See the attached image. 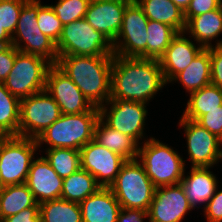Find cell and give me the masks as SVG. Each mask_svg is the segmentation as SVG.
<instances>
[{
  "instance_id": "cell-32",
  "label": "cell",
  "mask_w": 222,
  "mask_h": 222,
  "mask_svg": "<svg viewBox=\"0 0 222 222\" xmlns=\"http://www.w3.org/2000/svg\"><path fill=\"white\" fill-rule=\"evenodd\" d=\"M45 159L54 171L65 178L81 168L80 151L71 148L46 149Z\"/></svg>"
},
{
  "instance_id": "cell-4",
  "label": "cell",
  "mask_w": 222,
  "mask_h": 222,
  "mask_svg": "<svg viewBox=\"0 0 222 222\" xmlns=\"http://www.w3.org/2000/svg\"><path fill=\"white\" fill-rule=\"evenodd\" d=\"M137 159L156 188L179 184L185 174V160L153 137L139 147Z\"/></svg>"
},
{
  "instance_id": "cell-33",
  "label": "cell",
  "mask_w": 222,
  "mask_h": 222,
  "mask_svg": "<svg viewBox=\"0 0 222 222\" xmlns=\"http://www.w3.org/2000/svg\"><path fill=\"white\" fill-rule=\"evenodd\" d=\"M91 0H58L50 5L63 25L85 18Z\"/></svg>"
},
{
  "instance_id": "cell-37",
  "label": "cell",
  "mask_w": 222,
  "mask_h": 222,
  "mask_svg": "<svg viewBox=\"0 0 222 222\" xmlns=\"http://www.w3.org/2000/svg\"><path fill=\"white\" fill-rule=\"evenodd\" d=\"M196 122L222 140V105L221 109L210 110Z\"/></svg>"
},
{
  "instance_id": "cell-23",
  "label": "cell",
  "mask_w": 222,
  "mask_h": 222,
  "mask_svg": "<svg viewBox=\"0 0 222 222\" xmlns=\"http://www.w3.org/2000/svg\"><path fill=\"white\" fill-rule=\"evenodd\" d=\"M184 32L192 35L188 37L195 39L203 48L212 47L211 41L222 34L221 8L190 18Z\"/></svg>"
},
{
  "instance_id": "cell-5",
  "label": "cell",
  "mask_w": 222,
  "mask_h": 222,
  "mask_svg": "<svg viewBox=\"0 0 222 222\" xmlns=\"http://www.w3.org/2000/svg\"><path fill=\"white\" fill-rule=\"evenodd\" d=\"M109 188L122 209H140L144 212H148L156 189L137 159L123 163Z\"/></svg>"
},
{
  "instance_id": "cell-39",
  "label": "cell",
  "mask_w": 222,
  "mask_h": 222,
  "mask_svg": "<svg viewBox=\"0 0 222 222\" xmlns=\"http://www.w3.org/2000/svg\"><path fill=\"white\" fill-rule=\"evenodd\" d=\"M18 50L11 44L0 46V82H4L13 68Z\"/></svg>"
},
{
  "instance_id": "cell-44",
  "label": "cell",
  "mask_w": 222,
  "mask_h": 222,
  "mask_svg": "<svg viewBox=\"0 0 222 222\" xmlns=\"http://www.w3.org/2000/svg\"><path fill=\"white\" fill-rule=\"evenodd\" d=\"M175 5H177L180 10H182L183 12H185V10L187 9V7L190 4L191 0H171Z\"/></svg>"
},
{
  "instance_id": "cell-16",
  "label": "cell",
  "mask_w": 222,
  "mask_h": 222,
  "mask_svg": "<svg viewBox=\"0 0 222 222\" xmlns=\"http://www.w3.org/2000/svg\"><path fill=\"white\" fill-rule=\"evenodd\" d=\"M191 210L181 183L158 187L148 210L149 222H182Z\"/></svg>"
},
{
  "instance_id": "cell-13",
  "label": "cell",
  "mask_w": 222,
  "mask_h": 222,
  "mask_svg": "<svg viewBox=\"0 0 222 222\" xmlns=\"http://www.w3.org/2000/svg\"><path fill=\"white\" fill-rule=\"evenodd\" d=\"M184 127L191 167H213L222 159V140L196 121L180 117Z\"/></svg>"
},
{
  "instance_id": "cell-36",
  "label": "cell",
  "mask_w": 222,
  "mask_h": 222,
  "mask_svg": "<svg viewBox=\"0 0 222 222\" xmlns=\"http://www.w3.org/2000/svg\"><path fill=\"white\" fill-rule=\"evenodd\" d=\"M210 47L211 84L222 89V41Z\"/></svg>"
},
{
  "instance_id": "cell-40",
  "label": "cell",
  "mask_w": 222,
  "mask_h": 222,
  "mask_svg": "<svg viewBox=\"0 0 222 222\" xmlns=\"http://www.w3.org/2000/svg\"><path fill=\"white\" fill-rule=\"evenodd\" d=\"M204 210L207 222H222V190L216 189Z\"/></svg>"
},
{
  "instance_id": "cell-31",
  "label": "cell",
  "mask_w": 222,
  "mask_h": 222,
  "mask_svg": "<svg viewBox=\"0 0 222 222\" xmlns=\"http://www.w3.org/2000/svg\"><path fill=\"white\" fill-rule=\"evenodd\" d=\"M147 34V59L159 60L178 32L165 23L148 20Z\"/></svg>"
},
{
  "instance_id": "cell-22",
  "label": "cell",
  "mask_w": 222,
  "mask_h": 222,
  "mask_svg": "<svg viewBox=\"0 0 222 222\" xmlns=\"http://www.w3.org/2000/svg\"><path fill=\"white\" fill-rule=\"evenodd\" d=\"M94 140L125 160L137 159L139 144L130 136L112 129L101 118L95 126Z\"/></svg>"
},
{
  "instance_id": "cell-20",
  "label": "cell",
  "mask_w": 222,
  "mask_h": 222,
  "mask_svg": "<svg viewBox=\"0 0 222 222\" xmlns=\"http://www.w3.org/2000/svg\"><path fill=\"white\" fill-rule=\"evenodd\" d=\"M82 222H117L122 209L110 188H99L79 203Z\"/></svg>"
},
{
  "instance_id": "cell-30",
  "label": "cell",
  "mask_w": 222,
  "mask_h": 222,
  "mask_svg": "<svg viewBox=\"0 0 222 222\" xmlns=\"http://www.w3.org/2000/svg\"><path fill=\"white\" fill-rule=\"evenodd\" d=\"M39 205L42 222H82L79 203L58 198Z\"/></svg>"
},
{
  "instance_id": "cell-41",
  "label": "cell",
  "mask_w": 222,
  "mask_h": 222,
  "mask_svg": "<svg viewBox=\"0 0 222 222\" xmlns=\"http://www.w3.org/2000/svg\"><path fill=\"white\" fill-rule=\"evenodd\" d=\"M0 222H42L40 205L36 203L34 206L26 208L18 214L0 220Z\"/></svg>"
},
{
  "instance_id": "cell-6",
  "label": "cell",
  "mask_w": 222,
  "mask_h": 222,
  "mask_svg": "<svg viewBox=\"0 0 222 222\" xmlns=\"http://www.w3.org/2000/svg\"><path fill=\"white\" fill-rule=\"evenodd\" d=\"M56 49L58 56H114L113 42L85 18L63 25Z\"/></svg>"
},
{
  "instance_id": "cell-34",
  "label": "cell",
  "mask_w": 222,
  "mask_h": 222,
  "mask_svg": "<svg viewBox=\"0 0 222 222\" xmlns=\"http://www.w3.org/2000/svg\"><path fill=\"white\" fill-rule=\"evenodd\" d=\"M37 22L40 31L57 44L62 33L63 24L50 5H42L40 0H38Z\"/></svg>"
},
{
  "instance_id": "cell-43",
  "label": "cell",
  "mask_w": 222,
  "mask_h": 222,
  "mask_svg": "<svg viewBox=\"0 0 222 222\" xmlns=\"http://www.w3.org/2000/svg\"><path fill=\"white\" fill-rule=\"evenodd\" d=\"M12 44V37L0 25V46Z\"/></svg>"
},
{
  "instance_id": "cell-10",
  "label": "cell",
  "mask_w": 222,
  "mask_h": 222,
  "mask_svg": "<svg viewBox=\"0 0 222 222\" xmlns=\"http://www.w3.org/2000/svg\"><path fill=\"white\" fill-rule=\"evenodd\" d=\"M60 116L58 104L46 90L23 98L20 101L18 136L36 139Z\"/></svg>"
},
{
  "instance_id": "cell-11",
  "label": "cell",
  "mask_w": 222,
  "mask_h": 222,
  "mask_svg": "<svg viewBox=\"0 0 222 222\" xmlns=\"http://www.w3.org/2000/svg\"><path fill=\"white\" fill-rule=\"evenodd\" d=\"M148 18L136 0L125 9L123 21L116 40L113 42L114 55L147 58Z\"/></svg>"
},
{
  "instance_id": "cell-14",
  "label": "cell",
  "mask_w": 222,
  "mask_h": 222,
  "mask_svg": "<svg viewBox=\"0 0 222 222\" xmlns=\"http://www.w3.org/2000/svg\"><path fill=\"white\" fill-rule=\"evenodd\" d=\"M79 151L81 168L94 176L97 184L104 188H109L114 183L121 166L126 161L94 139Z\"/></svg>"
},
{
  "instance_id": "cell-24",
  "label": "cell",
  "mask_w": 222,
  "mask_h": 222,
  "mask_svg": "<svg viewBox=\"0 0 222 222\" xmlns=\"http://www.w3.org/2000/svg\"><path fill=\"white\" fill-rule=\"evenodd\" d=\"M172 81L182 83L189 93L211 84L210 48H203L191 64L178 73Z\"/></svg>"
},
{
  "instance_id": "cell-38",
  "label": "cell",
  "mask_w": 222,
  "mask_h": 222,
  "mask_svg": "<svg viewBox=\"0 0 222 222\" xmlns=\"http://www.w3.org/2000/svg\"><path fill=\"white\" fill-rule=\"evenodd\" d=\"M220 7V0H191L184 12V19L187 22L190 18L206 13Z\"/></svg>"
},
{
  "instance_id": "cell-45",
  "label": "cell",
  "mask_w": 222,
  "mask_h": 222,
  "mask_svg": "<svg viewBox=\"0 0 222 222\" xmlns=\"http://www.w3.org/2000/svg\"><path fill=\"white\" fill-rule=\"evenodd\" d=\"M4 187L3 185V180H2V177H1V172H0V190Z\"/></svg>"
},
{
  "instance_id": "cell-18",
  "label": "cell",
  "mask_w": 222,
  "mask_h": 222,
  "mask_svg": "<svg viewBox=\"0 0 222 222\" xmlns=\"http://www.w3.org/2000/svg\"><path fill=\"white\" fill-rule=\"evenodd\" d=\"M25 184L39 204L61 198L63 178L54 171L45 156L33 159Z\"/></svg>"
},
{
  "instance_id": "cell-46",
  "label": "cell",
  "mask_w": 222,
  "mask_h": 222,
  "mask_svg": "<svg viewBox=\"0 0 222 222\" xmlns=\"http://www.w3.org/2000/svg\"><path fill=\"white\" fill-rule=\"evenodd\" d=\"M220 8H221V10H222V0H220Z\"/></svg>"
},
{
  "instance_id": "cell-12",
  "label": "cell",
  "mask_w": 222,
  "mask_h": 222,
  "mask_svg": "<svg viewBox=\"0 0 222 222\" xmlns=\"http://www.w3.org/2000/svg\"><path fill=\"white\" fill-rule=\"evenodd\" d=\"M106 105H110V109ZM99 111L100 118L108 126L130 136L140 144L139 140L144 137V125L148 113L146 103L109 99L99 108Z\"/></svg>"
},
{
  "instance_id": "cell-27",
  "label": "cell",
  "mask_w": 222,
  "mask_h": 222,
  "mask_svg": "<svg viewBox=\"0 0 222 222\" xmlns=\"http://www.w3.org/2000/svg\"><path fill=\"white\" fill-rule=\"evenodd\" d=\"M36 203L33 193L25 183L4 186L0 190V220L18 214Z\"/></svg>"
},
{
  "instance_id": "cell-3",
  "label": "cell",
  "mask_w": 222,
  "mask_h": 222,
  "mask_svg": "<svg viewBox=\"0 0 222 222\" xmlns=\"http://www.w3.org/2000/svg\"><path fill=\"white\" fill-rule=\"evenodd\" d=\"M99 118V108L94 106L88 112L61 114L36 138L38 148L45 142L50 146L47 149L71 148L80 150L94 139L95 126Z\"/></svg>"
},
{
  "instance_id": "cell-9",
  "label": "cell",
  "mask_w": 222,
  "mask_h": 222,
  "mask_svg": "<svg viewBox=\"0 0 222 222\" xmlns=\"http://www.w3.org/2000/svg\"><path fill=\"white\" fill-rule=\"evenodd\" d=\"M37 150L36 139L0 136V172L4 186L26 182Z\"/></svg>"
},
{
  "instance_id": "cell-17",
  "label": "cell",
  "mask_w": 222,
  "mask_h": 222,
  "mask_svg": "<svg viewBox=\"0 0 222 222\" xmlns=\"http://www.w3.org/2000/svg\"><path fill=\"white\" fill-rule=\"evenodd\" d=\"M129 0H91L85 19L96 30L114 42L120 31Z\"/></svg>"
},
{
  "instance_id": "cell-1",
  "label": "cell",
  "mask_w": 222,
  "mask_h": 222,
  "mask_svg": "<svg viewBox=\"0 0 222 222\" xmlns=\"http://www.w3.org/2000/svg\"><path fill=\"white\" fill-rule=\"evenodd\" d=\"M165 84L158 59L113 56L110 99L147 104Z\"/></svg>"
},
{
  "instance_id": "cell-2",
  "label": "cell",
  "mask_w": 222,
  "mask_h": 222,
  "mask_svg": "<svg viewBox=\"0 0 222 222\" xmlns=\"http://www.w3.org/2000/svg\"><path fill=\"white\" fill-rule=\"evenodd\" d=\"M113 56H58L55 64L80 89L92 106L100 108L111 96Z\"/></svg>"
},
{
  "instance_id": "cell-35",
  "label": "cell",
  "mask_w": 222,
  "mask_h": 222,
  "mask_svg": "<svg viewBox=\"0 0 222 222\" xmlns=\"http://www.w3.org/2000/svg\"><path fill=\"white\" fill-rule=\"evenodd\" d=\"M28 0H0V25L12 37L20 11Z\"/></svg>"
},
{
  "instance_id": "cell-28",
  "label": "cell",
  "mask_w": 222,
  "mask_h": 222,
  "mask_svg": "<svg viewBox=\"0 0 222 222\" xmlns=\"http://www.w3.org/2000/svg\"><path fill=\"white\" fill-rule=\"evenodd\" d=\"M101 188L95 177L80 168L70 176L63 178L61 198L70 202L80 203Z\"/></svg>"
},
{
  "instance_id": "cell-29",
  "label": "cell",
  "mask_w": 222,
  "mask_h": 222,
  "mask_svg": "<svg viewBox=\"0 0 222 222\" xmlns=\"http://www.w3.org/2000/svg\"><path fill=\"white\" fill-rule=\"evenodd\" d=\"M20 101L0 82V136H18Z\"/></svg>"
},
{
  "instance_id": "cell-42",
  "label": "cell",
  "mask_w": 222,
  "mask_h": 222,
  "mask_svg": "<svg viewBox=\"0 0 222 222\" xmlns=\"http://www.w3.org/2000/svg\"><path fill=\"white\" fill-rule=\"evenodd\" d=\"M145 218H148V212H144L140 209H121L118 214L117 222H143Z\"/></svg>"
},
{
  "instance_id": "cell-26",
  "label": "cell",
  "mask_w": 222,
  "mask_h": 222,
  "mask_svg": "<svg viewBox=\"0 0 222 222\" xmlns=\"http://www.w3.org/2000/svg\"><path fill=\"white\" fill-rule=\"evenodd\" d=\"M222 89L209 84L190 93L182 118L197 121L202 115L213 109H221Z\"/></svg>"
},
{
  "instance_id": "cell-19",
  "label": "cell",
  "mask_w": 222,
  "mask_h": 222,
  "mask_svg": "<svg viewBox=\"0 0 222 222\" xmlns=\"http://www.w3.org/2000/svg\"><path fill=\"white\" fill-rule=\"evenodd\" d=\"M185 32L178 33L171 41L164 54L159 58L166 83L184 69H186L203 49L201 45H195L193 41L186 38Z\"/></svg>"
},
{
  "instance_id": "cell-8",
  "label": "cell",
  "mask_w": 222,
  "mask_h": 222,
  "mask_svg": "<svg viewBox=\"0 0 222 222\" xmlns=\"http://www.w3.org/2000/svg\"><path fill=\"white\" fill-rule=\"evenodd\" d=\"M52 65L41 56L18 50L13 68L3 84L18 99L27 98L45 90L47 73Z\"/></svg>"
},
{
  "instance_id": "cell-25",
  "label": "cell",
  "mask_w": 222,
  "mask_h": 222,
  "mask_svg": "<svg viewBox=\"0 0 222 222\" xmlns=\"http://www.w3.org/2000/svg\"><path fill=\"white\" fill-rule=\"evenodd\" d=\"M148 20L165 23L178 33L184 32L186 22L184 12L171 0H136Z\"/></svg>"
},
{
  "instance_id": "cell-15",
  "label": "cell",
  "mask_w": 222,
  "mask_h": 222,
  "mask_svg": "<svg viewBox=\"0 0 222 222\" xmlns=\"http://www.w3.org/2000/svg\"><path fill=\"white\" fill-rule=\"evenodd\" d=\"M45 90L58 104L61 114L88 112L93 106L73 81L55 64L47 73Z\"/></svg>"
},
{
  "instance_id": "cell-21",
  "label": "cell",
  "mask_w": 222,
  "mask_h": 222,
  "mask_svg": "<svg viewBox=\"0 0 222 222\" xmlns=\"http://www.w3.org/2000/svg\"><path fill=\"white\" fill-rule=\"evenodd\" d=\"M210 167H191L189 175L183 176L181 185L192 208H200L197 204H204L214 195L217 187V178L210 170Z\"/></svg>"
},
{
  "instance_id": "cell-7",
  "label": "cell",
  "mask_w": 222,
  "mask_h": 222,
  "mask_svg": "<svg viewBox=\"0 0 222 222\" xmlns=\"http://www.w3.org/2000/svg\"><path fill=\"white\" fill-rule=\"evenodd\" d=\"M37 13L38 0H28L23 5L12 36V45L20 52L38 55L56 64L58 59L56 44L40 31ZM22 42L23 45L20 44Z\"/></svg>"
}]
</instances>
